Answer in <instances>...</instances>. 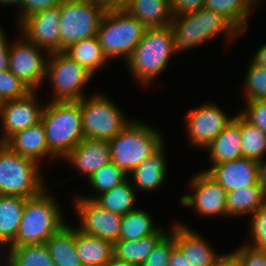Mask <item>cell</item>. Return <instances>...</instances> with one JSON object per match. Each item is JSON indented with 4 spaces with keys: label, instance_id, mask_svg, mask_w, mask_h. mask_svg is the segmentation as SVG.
<instances>
[{
    "label": "cell",
    "instance_id": "cell-2",
    "mask_svg": "<svg viewBox=\"0 0 266 266\" xmlns=\"http://www.w3.org/2000/svg\"><path fill=\"white\" fill-rule=\"evenodd\" d=\"M174 53L177 51L169 25L147 28L126 65L139 84L148 85L166 69Z\"/></svg>",
    "mask_w": 266,
    "mask_h": 266
},
{
    "label": "cell",
    "instance_id": "cell-22",
    "mask_svg": "<svg viewBox=\"0 0 266 266\" xmlns=\"http://www.w3.org/2000/svg\"><path fill=\"white\" fill-rule=\"evenodd\" d=\"M164 144L152 155L144 159L129 175L133 178L135 190L154 191L163 185L166 178L167 161H165Z\"/></svg>",
    "mask_w": 266,
    "mask_h": 266
},
{
    "label": "cell",
    "instance_id": "cell-45",
    "mask_svg": "<svg viewBox=\"0 0 266 266\" xmlns=\"http://www.w3.org/2000/svg\"><path fill=\"white\" fill-rule=\"evenodd\" d=\"M168 266H193L182 252V250L175 244L169 257Z\"/></svg>",
    "mask_w": 266,
    "mask_h": 266
},
{
    "label": "cell",
    "instance_id": "cell-9",
    "mask_svg": "<svg viewBox=\"0 0 266 266\" xmlns=\"http://www.w3.org/2000/svg\"><path fill=\"white\" fill-rule=\"evenodd\" d=\"M92 77L93 74L63 51L48 55L45 79L53 86L51 102L80 101L86 97L83 87Z\"/></svg>",
    "mask_w": 266,
    "mask_h": 266
},
{
    "label": "cell",
    "instance_id": "cell-13",
    "mask_svg": "<svg viewBox=\"0 0 266 266\" xmlns=\"http://www.w3.org/2000/svg\"><path fill=\"white\" fill-rule=\"evenodd\" d=\"M74 200L75 211L80 223L77 228L80 231L112 243L119 240L122 215L111 212L95 200L84 196L78 195Z\"/></svg>",
    "mask_w": 266,
    "mask_h": 266
},
{
    "label": "cell",
    "instance_id": "cell-50",
    "mask_svg": "<svg viewBox=\"0 0 266 266\" xmlns=\"http://www.w3.org/2000/svg\"><path fill=\"white\" fill-rule=\"evenodd\" d=\"M107 266H140V265L135 263L120 262L113 258L112 261Z\"/></svg>",
    "mask_w": 266,
    "mask_h": 266
},
{
    "label": "cell",
    "instance_id": "cell-31",
    "mask_svg": "<svg viewBox=\"0 0 266 266\" xmlns=\"http://www.w3.org/2000/svg\"><path fill=\"white\" fill-rule=\"evenodd\" d=\"M7 249L5 266H55L45 243L8 246Z\"/></svg>",
    "mask_w": 266,
    "mask_h": 266
},
{
    "label": "cell",
    "instance_id": "cell-12",
    "mask_svg": "<svg viewBox=\"0 0 266 266\" xmlns=\"http://www.w3.org/2000/svg\"><path fill=\"white\" fill-rule=\"evenodd\" d=\"M193 177L189 184L193 193L183 195L181 205L194 208L202 217L227 216V191L205 171Z\"/></svg>",
    "mask_w": 266,
    "mask_h": 266
},
{
    "label": "cell",
    "instance_id": "cell-17",
    "mask_svg": "<svg viewBox=\"0 0 266 266\" xmlns=\"http://www.w3.org/2000/svg\"><path fill=\"white\" fill-rule=\"evenodd\" d=\"M205 172L227 192L258 183V162L246 157L213 164Z\"/></svg>",
    "mask_w": 266,
    "mask_h": 266
},
{
    "label": "cell",
    "instance_id": "cell-46",
    "mask_svg": "<svg viewBox=\"0 0 266 266\" xmlns=\"http://www.w3.org/2000/svg\"><path fill=\"white\" fill-rule=\"evenodd\" d=\"M100 6L107 10H121L125 9L129 0H94Z\"/></svg>",
    "mask_w": 266,
    "mask_h": 266
},
{
    "label": "cell",
    "instance_id": "cell-21",
    "mask_svg": "<svg viewBox=\"0 0 266 266\" xmlns=\"http://www.w3.org/2000/svg\"><path fill=\"white\" fill-rule=\"evenodd\" d=\"M206 149L210 153L209 156L212 165L243 157L239 113L233 116V119Z\"/></svg>",
    "mask_w": 266,
    "mask_h": 266
},
{
    "label": "cell",
    "instance_id": "cell-15",
    "mask_svg": "<svg viewBox=\"0 0 266 266\" xmlns=\"http://www.w3.org/2000/svg\"><path fill=\"white\" fill-rule=\"evenodd\" d=\"M59 22L60 6H55L28 16L18 25L22 36L51 54L61 51Z\"/></svg>",
    "mask_w": 266,
    "mask_h": 266
},
{
    "label": "cell",
    "instance_id": "cell-24",
    "mask_svg": "<svg viewBox=\"0 0 266 266\" xmlns=\"http://www.w3.org/2000/svg\"><path fill=\"white\" fill-rule=\"evenodd\" d=\"M125 10L146 29L168 26L172 20L169 0H129Z\"/></svg>",
    "mask_w": 266,
    "mask_h": 266
},
{
    "label": "cell",
    "instance_id": "cell-48",
    "mask_svg": "<svg viewBox=\"0 0 266 266\" xmlns=\"http://www.w3.org/2000/svg\"><path fill=\"white\" fill-rule=\"evenodd\" d=\"M252 58L253 59L251 61L253 63L264 66L266 68V43L258 48Z\"/></svg>",
    "mask_w": 266,
    "mask_h": 266
},
{
    "label": "cell",
    "instance_id": "cell-44",
    "mask_svg": "<svg viewBox=\"0 0 266 266\" xmlns=\"http://www.w3.org/2000/svg\"><path fill=\"white\" fill-rule=\"evenodd\" d=\"M5 32L0 27V71L8 70L10 45Z\"/></svg>",
    "mask_w": 266,
    "mask_h": 266
},
{
    "label": "cell",
    "instance_id": "cell-49",
    "mask_svg": "<svg viewBox=\"0 0 266 266\" xmlns=\"http://www.w3.org/2000/svg\"><path fill=\"white\" fill-rule=\"evenodd\" d=\"M258 183L266 192V161L263 160L258 162Z\"/></svg>",
    "mask_w": 266,
    "mask_h": 266
},
{
    "label": "cell",
    "instance_id": "cell-20",
    "mask_svg": "<svg viewBox=\"0 0 266 266\" xmlns=\"http://www.w3.org/2000/svg\"><path fill=\"white\" fill-rule=\"evenodd\" d=\"M11 150L21 156L40 163L43 158H56L50 151L46 141L45 129L40 121L38 124L16 132L5 142Z\"/></svg>",
    "mask_w": 266,
    "mask_h": 266
},
{
    "label": "cell",
    "instance_id": "cell-40",
    "mask_svg": "<svg viewBox=\"0 0 266 266\" xmlns=\"http://www.w3.org/2000/svg\"><path fill=\"white\" fill-rule=\"evenodd\" d=\"M245 107V110L240 111L239 114L266 135V100L246 102Z\"/></svg>",
    "mask_w": 266,
    "mask_h": 266
},
{
    "label": "cell",
    "instance_id": "cell-52",
    "mask_svg": "<svg viewBox=\"0 0 266 266\" xmlns=\"http://www.w3.org/2000/svg\"><path fill=\"white\" fill-rule=\"evenodd\" d=\"M3 105H4V101H3L2 98L0 97V109L2 108Z\"/></svg>",
    "mask_w": 266,
    "mask_h": 266
},
{
    "label": "cell",
    "instance_id": "cell-18",
    "mask_svg": "<svg viewBox=\"0 0 266 266\" xmlns=\"http://www.w3.org/2000/svg\"><path fill=\"white\" fill-rule=\"evenodd\" d=\"M70 165L87 176V180L101 167L111 162L110 144L107 139L85 138L65 157Z\"/></svg>",
    "mask_w": 266,
    "mask_h": 266
},
{
    "label": "cell",
    "instance_id": "cell-1",
    "mask_svg": "<svg viewBox=\"0 0 266 266\" xmlns=\"http://www.w3.org/2000/svg\"><path fill=\"white\" fill-rule=\"evenodd\" d=\"M41 122L49 151L63 159L84 137L81 100L49 102L44 106Z\"/></svg>",
    "mask_w": 266,
    "mask_h": 266
},
{
    "label": "cell",
    "instance_id": "cell-7",
    "mask_svg": "<svg viewBox=\"0 0 266 266\" xmlns=\"http://www.w3.org/2000/svg\"><path fill=\"white\" fill-rule=\"evenodd\" d=\"M146 28L125 9L104 12L98 28L97 38L107 56H123L127 61L143 38Z\"/></svg>",
    "mask_w": 266,
    "mask_h": 266
},
{
    "label": "cell",
    "instance_id": "cell-42",
    "mask_svg": "<svg viewBox=\"0 0 266 266\" xmlns=\"http://www.w3.org/2000/svg\"><path fill=\"white\" fill-rule=\"evenodd\" d=\"M65 0H22L19 8L22 12L19 14L18 23L20 24L25 18L44 9L60 6Z\"/></svg>",
    "mask_w": 266,
    "mask_h": 266
},
{
    "label": "cell",
    "instance_id": "cell-25",
    "mask_svg": "<svg viewBox=\"0 0 266 266\" xmlns=\"http://www.w3.org/2000/svg\"><path fill=\"white\" fill-rule=\"evenodd\" d=\"M26 198L16 195H0V249L15 240L21 222Z\"/></svg>",
    "mask_w": 266,
    "mask_h": 266
},
{
    "label": "cell",
    "instance_id": "cell-51",
    "mask_svg": "<svg viewBox=\"0 0 266 266\" xmlns=\"http://www.w3.org/2000/svg\"><path fill=\"white\" fill-rule=\"evenodd\" d=\"M22 0H0V4L2 5H18V7L21 5Z\"/></svg>",
    "mask_w": 266,
    "mask_h": 266
},
{
    "label": "cell",
    "instance_id": "cell-11",
    "mask_svg": "<svg viewBox=\"0 0 266 266\" xmlns=\"http://www.w3.org/2000/svg\"><path fill=\"white\" fill-rule=\"evenodd\" d=\"M19 39L10 44L8 70L31 91H36L45 82L49 54H46L44 49L28 41L24 36Z\"/></svg>",
    "mask_w": 266,
    "mask_h": 266
},
{
    "label": "cell",
    "instance_id": "cell-39",
    "mask_svg": "<svg viewBox=\"0 0 266 266\" xmlns=\"http://www.w3.org/2000/svg\"><path fill=\"white\" fill-rule=\"evenodd\" d=\"M250 224L252 241L249 245L266 250V200L264 206L252 215Z\"/></svg>",
    "mask_w": 266,
    "mask_h": 266
},
{
    "label": "cell",
    "instance_id": "cell-29",
    "mask_svg": "<svg viewBox=\"0 0 266 266\" xmlns=\"http://www.w3.org/2000/svg\"><path fill=\"white\" fill-rule=\"evenodd\" d=\"M256 5L255 0H205L203 8L224 16L242 36Z\"/></svg>",
    "mask_w": 266,
    "mask_h": 266
},
{
    "label": "cell",
    "instance_id": "cell-33",
    "mask_svg": "<svg viewBox=\"0 0 266 266\" xmlns=\"http://www.w3.org/2000/svg\"><path fill=\"white\" fill-rule=\"evenodd\" d=\"M160 228L146 210L134 209L122 215L119 240H137L155 234Z\"/></svg>",
    "mask_w": 266,
    "mask_h": 266
},
{
    "label": "cell",
    "instance_id": "cell-41",
    "mask_svg": "<svg viewBox=\"0 0 266 266\" xmlns=\"http://www.w3.org/2000/svg\"><path fill=\"white\" fill-rule=\"evenodd\" d=\"M233 253L239 258L241 266H266V250L243 243Z\"/></svg>",
    "mask_w": 266,
    "mask_h": 266
},
{
    "label": "cell",
    "instance_id": "cell-26",
    "mask_svg": "<svg viewBox=\"0 0 266 266\" xmlns=\"http://www.w3.org/2000/svg\"><path fill=\"white\" fill-rule=\"evenodd\" d=\"M55 266H83L75 247V228L64 224L46 242Z\"/></svg>",
    "mask_w": 266,
    "mask_h": 266
},
{
    "label": "cell",
    "instance_id": "cell-30",
    "mask_svg": "<svg viewBox=\"0 0 266 266\" xmlns=\"http://www.w3.org/2000/svg\"><path fill=\"white\" fill-rule=\"evenodd\" d=\"M63 52L93 75L99 68L106 65L108 59L99 44L97 36L73 43L65 48Z\"/></svg>",
    "mask_w": 266,
    "mask_h": 266
},
{
    "label": "cell",
    "instance_id": "cell-8",
    "mask_svg": "<svg viewBox=\"0 0 266 266\" xmlns=\"http://www.w3.org/2000/svg\"><path fill=\"white\" fill-rule=\"evenodd\" d=\"M106 10L94 0H65L60 5L61 51L83 39L97 36Z\"/></svg>",
    "mask_w": 266,
    "mask_h": 266
},
{
    "label": "cell",
    "instance_id": "cell-3",
    "mask_svg": "<svg viewBox=\"0 0 266 266\" xmlns=\"http://www.w3.org/2000/svg\"><path fill=\"white\" fill-rule=\"evenodd\" d=\"M169 26L177 53L198 47L222 33L230 43L240 37V32L224 16L204 8L172 17Z\"/></svg>",
    "mask_w": 266,
    "mask_h": 266
},
{
    "label": "cell",
    "instance_id": "cell-36",
    "mask_svg": "<svg viewBox=\"0 0 266 266\" xmlns=\"http://www.w3.org/2000/svg\"><path fill=\"white\" fill-rule=\"evenodd\" d=\"M250 62L244 81L246 102L266 100V68Z\"/></svg>",
    "mask_w": 266,
    "mask_h": 266
},
{
    "label": "cell",
    "instance_id": "cell-14",
    "mask_svg": "<svg viewBox=\"0 0 266 266\" xmlns=\"http://www.w3.org/2000/svg\"><path fill=\"white\" fill-rule=\"evenodd\" d=\"M215 103L197 106L185 117L187 135L192 147L206 148L233 119Z\"/></svg>",
    "mask_w": 266,
    "mask_h": 266
},
{
    "label": "cell",
    "instance_id": "cell-34",
    "mask_svg": "<svg viewBox=\"0 0 266 266\" xmlns=\"http://www.w3.org/2000/svg\"><path fill=\"white\" fill-rule=\"evenodd\" d=\"M243 157L257 162L266 155V135L258 127L250 124L240 115Z\"/></svg>",
    "mask_w": 266,
    "mask_h": 266
},
{
    "label": "cell",
    "instance_id": "cell-5",
    "mask_svg": "<svg viewBox=\"0 0 266 266\" xmlns=\"http://www.w3.org/2000/svg\"><path fill=\"white\" fill-rule=\"evenodd\" d=\"M160 131L134 120L114 138L109 139L111 162L129 175L144 159L164 143Z\"/></svg>",
    "mask_w": 266,
    "mask_h": 266
},
{
    "label": "cell",
    "instance_id": "cell-32",
    "mask_svg": "<svg viewBox=\"0 0 266 266\" xmlns=\"http://www.w3.org/2000/svg\"><path fill=\"white\" fill-rule=\"evenodd\" d=\"M127 179L113 189L100 194L95 201L103 208L125 215L135 208L136 190Z\"/></svg>",
    "mask_w": 266,
    "mask_h": 266
},
{
    "label": "cell",
    "instance_id": "cell-4",
    "mask_svg": "<svg viewBox=\"0 0 266 266\" xmlns=\"http://www.w3.org/2000/svg\"><path fill=\"white\" fill-rule=\"evenodd\" d=\"M45 188L39 195L26 198L15 240L9 246L45 243L65 223L59 204Z\"/></svg>",
    "mask_w": 266,
    "mask_h": 266
},
{
    "label": "cell",
    "instance_id": "cell-6",
    "mask_svg": "<svg viewBox=\"0 0 266 266\" xmlns=\"http://www.w3.org/2000/svg\"><path fill=\"white\" fill-rule=\"evenodd\" d=\"M41 165L0 142V195L32 198L46 187Z\"/></svg>",
    "mask_w": 266,
    "mask_h": 266
},
{
    "label": "cell",
    "instance_id": "cell-28",
    "mask_svg": "<svg viewBox=\"0 0 266 266\" xmlns=\"http://www.w3.org/2000/svg\"><path fill=\"white\" fill-rule=\"evenodd\" d=\"M266 200V192L257 183L246 188H239L227 192V216L253 215L263 207Z\"/></svg>",
    "mask_w": 266,
    "mask_h": 266
},
{
    "label": "cell",
    "instance_id": "cell-43",
    "mask_svg": "<svg viewBox=\"0 0 266 266\" xmlns=\"http://www.w3.org/2000/svg\"><path fill=\"white\" fill-rule=\"evenodd\" d=\"M204 2L205 0H169L172 17L201 10Z\"/></svg>",
    "mask_w": 266,
    "mask_h": 266
},
{
    "label": "cell",
    "instance_id": "cell-10",
    "mask_svg": "<svg viewBox=\"0 0 266 266\" xmlns=\"http://www.w3.org/2000/svg\"><path fill=\"white\" fill-rule=\"evenodd\" d=\"M81 112L85 138L112 139L131 122L114 102L98 92L81 99Z\"/></svg>",
    "mask_w": 266,
    "mask_h": 266
},
{
    "label": "cell",
    "instance_id": "cell-38",
    "mask_svg": "<svg viewBox=\"0 0 266 266\" xmlns=\"http://www.w3.org/2000/svg\"><path fill=\"white\" fill-rule=\"evenodd\" d=\"M175 245V225L152 249L146 261L140 266H168L169 257Z\"/></svg>",
    "mask_w": 266,
    "mask_h": 266
},
{
    "label": "cell",
    "instance_id": "cell-47",
    "mask_svg": "<svg viewBox=\"0 0 266 266\" xmlns=\"http://www.w3.org/2000/svg\"><path fill=\"white\" fill-rule=\"evenodd\" d=\"M214 266H241L239 258L233 253L223 254Z\"/></svg>",
    "mask_w": 266,
    "mask_h": 266
},
{
    "label": "cell",
    "instance_id": "cell-27",
    "mask_svg": "<svg viewBox=\"0 0 266 266\" xmlns=\"http://www.w3.org/2000/svg\"><path fill=\"white\" fill-rule=\"evenodd\" d=\"M166 234L164 229L160 228L155 234L137 240H118L113 243V258L120 262L142 265Z\"/></svg>",
    "mask_w": 266,
    "mask_h": 266
},
{
    "label": "cell",
    "instance_id": "cell-19",
    "mask_svg": "<svg viewBox=\"0 0 266 266\" xmlns=\"http://www.w3.org/2000/svg\"><path fill=\"white\" fill-rule=\"evenodd\" d=\"M175 224V244L186 255L193 266H214L223 255L218 254L201 234L194 232L187 225Z\"/></svg>",
    "mask_w": 266,
    "mask_h": 266
},
{
    "label": "cell",
    "instance_id": "cell-35",
    "mask_svg": "<svg viewBox=\"0 0 266 266\" xmlns=\"http://www.w3.org/2000/svg\"><path fill=\"white\" fill-rule=\"evenodd\" d=\"M127 176L128 175L123 170L112 162L104 165L88 179L89 185L99 194L91 197H87L86 195L85 198L95 200L100 194L123 183L128 178Z\"/></svg>",
    "mask_w": 266,
    "mask_h": 266
},
{
    "label": "cell",
    "instance_id": "cell-16",
    "mask_svg": "<svg viewBox=\"0 0 266 266\" xmlns=\"http://www.w3.org/2000/svg\"><path fill=\"white\" fill-rule=\"evenodd\" d=\"M36 91H30L25 97L5 101L0 109L2 133L0 142L4 143L18 131L34 126L41 121L44 107L38 104Z\"/></svg>",
    "mask_w": 266,
    "mask_h": 266
},
{
    "label": "cell",
    "instance_id": "cell-37",
    "mask_svg": "<svg viewBox=\"0 0 266 266\" xmlns=\"http://www.w3.org/2000/svg\"><path fill=\"white\" fill-rule=\"evenodd\" d=\"M30 91L11 71H0V97L4 102L25 97Z\"/></svg>",
    "mask_w": 266,
    "mask_h": 266
},
{
    "label": "cell",
    "instance_id": "cell-23",
    "mask_svg": "<svg viewBox=\"0 0 266 266\" xmlns=\"http://www.w3.org/2000/svg\"><path fill=\"white\" fill-rule=\"evenodd\" d=\"M75 247L83 266H107L113 259V243L88 235L75 227Z\"/></svg>",
    "mask_w": 266,
    "mask_h": 266
}]
</instances>
